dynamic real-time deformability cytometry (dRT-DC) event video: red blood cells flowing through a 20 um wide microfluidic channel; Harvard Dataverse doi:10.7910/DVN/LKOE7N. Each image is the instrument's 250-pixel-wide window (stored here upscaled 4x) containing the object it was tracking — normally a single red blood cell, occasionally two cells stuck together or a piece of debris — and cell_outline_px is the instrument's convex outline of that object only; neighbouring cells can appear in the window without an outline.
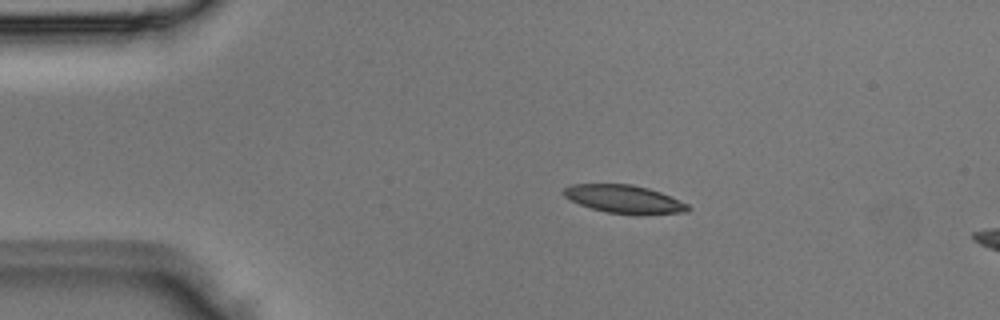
{"species": "Egyptian fruit bat (a non-hibernating species)", "species_latin": "Rousettus aegyptiacus", "temperature_condition": "room temperature", "stored_images_in_passage": 3, "segment_of_instrument_passage": [1, 2], "camera_frame_rate_fps": 3000, "um_per_image_px": 0.085, "animal": {"sex": "male"}, "frame": {"image": 1, "passage_image": 1, "time_ms": 0.0, "image_size_px": [1000, 320], "cell_outline_px": [[692, 208], [688, 212], [608, 212], [592, 208], [580, 204], [564, 196], [564, 188], [572, 184], [632, 184], [648, 188], [660, 192], [688, 204]], "centroid_in_image_um": [53.02, 16.88], "position_along_channel_um": 32.0, "area_um2": 19.36}}